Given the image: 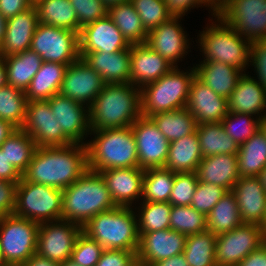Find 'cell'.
Returning <instances> with one entry per match:
<instances>
[{"mask_svg": "<svg viewBox=\"0 0 266 266\" xmlns=\"http://www.w3.org/2000/svg\"><path fill=\"white\" fill-rule=\"evenodd\" d=\"M196 174L200 182L213 183L231 191L240 178L237 155L218 154L203 157Z\"/></svg>", "mask_w": 266, "mask_h": 266, "instance_id": "cell-28", "label": "cell"}, {"mask_svg": "<svg viewBox=\"0 0 266 266\" xmlns=\"http://www.w3.org/2000/svg\"><path fill=\"white\" fill-rule=\"evenodd\" d=\"M215 245L216 235L208 230L187 236L183 254L189 266H217Z\"/></svg>", "mask_w": 266, "mask_h": 266, "instance_id": "cell-41", "label": "cell"}, {"mask_svg": "<svg viewBox=\"0 0 266 266\" xmlns=\"http://www.w3.org/2000/svg\"><path fill=\"white\" fill-rule=\"evenodd\" d=\"M171 208L172 205L169 202L141 201L134 206L138 233L170 229Z\"/></svg>", "mask_w": 266, "mask_h": 266, "instance_id": "cell-40", "label": "cell"}, {"mask_svg": "<svg viewBox=\"0 0 266 266\" xmlns=\"http://www.w3.org/2000/svg\"><path fill=\"white\" fill-rule=\"evenodd\" d=\"M82 232L104 249L134 251L139 247L137 218L133 207H115L92 217Z\"/></svg>", "mask_w": 266, "mask_h": 266, "instance_id": "cell-6", "label": "cell"}, {"mask_svg": "<svg viewBox=\"0 0 266 266\" xmlns=\"http://www.w3.org/2000/svg\"><path fill=\"white\" fill-rule=\"evenodd\" d=\"M266 242L264 227L243 223L233 230L216 236L217 266H237L249 253Z\"/></svg>", "mask_w": 266, "mask_h": 266, "instance_id": "cell-11", "label": "cell"}, {"mask_svg": "<svg viewBox=\"0 0 266 266\" xmlns=\"http://www.w3.org/2000/svg\"><path fill=\"white\" fill-rule=\"evenodd\" d=\"M39 223L15 214L0 217V253L7 266H21L37 248Z\"/></svg>", "mask_w": 266, "mask_h": 266, "instance_id": "cell-9", "label": "cell"}, {"mask_svg": "<svg viewBox=\"0 0 266 266\" xmlns=\"http://www.w3.org/2000/svg\"><path fill=\"white\" fill-rule=\"evenodd\" d=\"M206 19L207 24L202 31L197 32L198 39L195 38V46L200 54L195 56L203 58L196 62L218 61L234 66L243 73L249 72L251 42L218 15Z\"/></svg>", "mask_w": 266, "mask_h": 266, "instance_id": "cell-2", "label": "cell"}, {"mask_svg": "<svg viewBox=\"0 0 266 266\" xmlns=\"http://www.w3.org/2000/svg\"><path fill=\"white\" fill-rule=\"evenodd\" d=\"M130 59V83L139 88L158 80L174 68L165 58L145 43L131 44Z\"/></svg>", "mask_w": 266, "mask_h": 266, "instance_id": "cell-24", "label": "cell"}, {"mask_svg": "<svg viewBox=\"0 0 266 266\" xmlns=\"http://www.w3.org/2000/svg\"><path fill=\"white\" fill-rule=\"evenodd\" d=\"M62 191L26 181L17 183L13 214L38 223L62 219Z\"/></svg>", "mask_w": 266, "mask_h": 266, "instance_id": "cell-8", "label": "cell"}, {"mask_svg": "<svg viewBox=\"0 0 266 266\" xmlns=\"http://www.w3.org/2000/svg\"><path fill=\"white\" fill-rule=\"evenodd\" d=\"M47 101L64 135L72 143L86 145L91 132L90 108L61 94Z\"/></svg>", "mask_w": 266, "mask_h": 266, "instance_id": "cell-17", "label": "cell"}, {"mask_svg": "<svg viewBox=\"0 0 266 266\" xmlns=\"http://www.w3.org/2000/svg\"><path fill=\"white\" fill-rule=\"evenodd\" d=\"M7 85L6 65L4 57L0 54V88L6 87Z\"/></svg>", "mask_w": 266, "mask_h": 266, "instance_id": "cell-62", "label": "cell"}, {"mask_svg": "<svg viewBox=\"0 0 266 266\" xmlns=\"http://www.w3.org/2000/svg\"><path fill=\"white\" fill-rule=\"evenodd\" d=\"M196 132L202 157L218 154L237 155L239 145L226 134L221 122L199 124Z\"/></svg>", "mask_w": 266, "mask_h": 266, "instance_id": "cell-34", "label": "cell"}, {"mask_svg": "<svg viewBox=\"0 0 266 266\" xmlns=\"http://www.w3.org/2000/svg\"><path fill=\"white\" fill-rule=\"evenodd\" d=\"M21 129L32 137L37 147L72 144L64 135L47 100L28 101Z\"/></svg>", "mask_w": 266, "mask_h": 266, "instance_id": "cell-15", "label": "cell"}, {"mask_svg": "<svg viewBox=\"0 0 266 266\" xmlns=\"http://www.w3.org/2000/svg\"><path fill=\"white\" fill-rule=\"evenodd\" d=\"M150 118L169 142L196 132V120L186 108L156 113Z\"/></svg>", "mask_w": 266, "mask_h": 266, "instance_id": "cell-36", "label": "cell"}, {"mask_svg": "<svg viewBox=\"0 0 266 266\" xmlns=\"http://www.w3.org/2000/svg\"><path fill=\"white\" fill-rule=\"evenodd\" d=\"M261 42L266 46V36L261 40Z\"/></svg>", "mask_w": 266, "mask_h": 266, "instance_id": "cell-69", "label": "cell"}, {"mask_svg": "<svg viewBox=\"0 0 266 266\" xmlns=\"http://www.w3.org/2000/svg\"><path fill=\"white\" fill-rule=\"evenodd\" d=\"M201 3L206 7L205 10L209 9V17L217 15L224 8V0H201Z\"/></svg>", "mask_w": 266, "mask_h": 266, "instance_id": "cell-60", "label": "cell"}, {"mask_svg": "<svg viewBox=\"0 0 266 266\" xmlns=\"http://www.w3.org/2000/svg\"><path fill=\"white\" fill-rule=\"evenodd\" d=\"M141 116V89L131 83H105L90 106L91 130L128 127Z\"/></svg>", "mask_w": 266, "mask_h": 266, "instance_id": "cell-3", "label": "cell"}, {"mask_svg": "<svg viewBox=\"0 0 266 266\" xmlns=\"http://www.w3.org/2000/svg\"><path fill=\"white\" fill-rule=\"evenodd\" d=\"M105 82L81 57L67 66L59 94L90 108Z\"/></svg>", "mask_w": 266, "mask_h": 266, "instance_id": "cell-18", "label": "cell"}, {"mask_svg": "<svg viewBox=\"0 0 266 266\" xmlns=\"http://www.w3.org/2000/svg\"><path fill=\"white\" fill-rule=\"evenodd\" d=\"M5 26H6V19L0 14V46L3 42Z\"/></svg>", "mask_w": 266, "mask_h": 266, "instance_id": "cell-63", "label": "cell"}, {"mask_svg": "<svg viewBox=\"0 0 266 266\" xmlns=\"http://www.w3.org/2000/svg\"><path fill=\"white\" fill-rule=\"evenodd\" d=\"M144 172L140 167L114 168L99 172L116 206L134 207L141 202Z\"/></svg>", "mask_w": 266, "mask_h": 266, "instance_id": "cell-21", "label": "cell"}, {"mask_svg": "<svg viewBox=\"0 0 266 266\" xmlns=\"http://www.w3.org/2000/svg\"><path fill=\"white\" fill-rule=\"evenodd\" d=\"M168 12L173 17H185L195 8H206L201 0H165Z\"/></svg>", "mask_w": 266, "mask_h": 266, "instance_id": "cell-54", "label": "cell"}, {"mask_svg": "<svg viewBox=\"0 0 266 266\" xmlns=\"http://www.w3.org/2000/svg\"><path fill=\"white\" fill-rule=\"evenodd\" d=\"M30 49L39 54L43 62L69 65L80 58L79 33L39 23Z\"/></svg>", "mask_w": 266, "mask_h": 266, "instance_id": "cell-10", "label": "cell"}, {"mask_svg": "<svg viewBox=\"0 0 266 266\" xmlns=\"http://www.w3.org/2000/svg\"><path fill=\"white\" fill-rule=\"evenodd\" d=\"M38 24L37 10L34 5L7 19L0 54L6 57L30 49Z\"/></svg>", "mask_w": 266, "mask_h": 266, "instance_id": "cell-25", "label": "cell"}, {"mask_svg": "<svg viewBox=\"0 0 266 266\" xmlns=\"http://www.w3.org/2000/svg\"><path fill=\"white\" fill-rule=\"evenodd\" d=\"M60 266H80L70 258L60 263Z\"/></svg>", "mask_w": 266, "mask_h": 266, "instance_id": "cell-67", "label": "cell"}, {"mask_svg": "<svg viewBox=\"0 0 266 266\" xmlns=\"http://www.w3.org/2000/svg\"><path fill=\"white\" fill-rule=\"evenodd\" d=\"M6 158L21 175L27 170L37 149L32 137L21 128H17L1 145Z\"/></svg>", "mask_w": 266, "mask_h": 266, "instance_id": "cell-39", "label": "cell"}, {"mask_svg": "<svg viewBox=\"0 0 266 266\" xmlns=\"http://www.w3.org/2000/svg\"><path fill=\"white\" fill-rule=\"evenodd\" d=\"M16 129L11 123L0 119V147Z\"/></svg>", "mask_w": 266, "mask_h": 266, "instance_id": "cell-61", "label": "cell"}, {"mask_svg": "<svg viewBox=\"0 0 266 266\" xmlns=\"http://www.w3.org/2000/svg\"><path fill=\"white\" fill-rule=\"evenodd\" d=\"M130 46L108 15L83 26L79 33V53H114Z\"/></svg>", "mask_w": 266, "mask_h": 266, "instance_id": "cell-19", "label": "cell"}, {"mask_svg": "<svg viewBox=\"0 0 266 266\" xmlns=\"http://www.w3.org/2000/svg\"><path fill=\"white\" fill-rule=\"evenodd\" d=\"M34 6L39 23L80 33L77 14L69 0H39Z\"/></svg>", "mask_w": 266, "mask_h": 266, "instance_id": "cell-33", "label": "cell"}, {"mask_svg": "<svg viewBox=\"0 0 266 266\" xmlns=\"http://www.w3.org/2000/svg\"><path fill=\"white\" fill-rule=\"evenodd\" d=\"M185 108L193 115L197 125L221 122L229 112L228 99L217 95L196 76L191 82Z\"/></svg>", "mask_w": 266, "mask_h": 266, "instance_id": "cell-22", "label": "cell"}, {"mask_svg": "<svg viewBox=\"0 0 266 266\" xmlns=\"http://www.w3.org/2000/svg\"><path fill=\"white\" fill-rule=\"evenodd\" d=\"M231 0H224V7H225V5L228 3V2H230Z\"/></svg>", "mask_w": 266, "mask_h": 266, "instance_id": "cell-70", "label": "cell"}, {"mask_svg": "<svg viewBox=\"0 0 266 266\" xmlns=\"http://www.w3.org/2000/svg\"><path fill=\"white\" fill-rule=\"evenodd\" d=\"M87 170L86 145L72 143L65 146H43L37 147L22 177L31 183L64 190Z\"/></svg>", "mask_w": 266, "mask_h": 266, "instance_id": "cell-1", "label": "cell"}, {"mask_svg": "<svg viewBox=\"0 0 266 266\" xmlns=\"http://www.w3.org/2000/svg\"><path fill=\"white\" fill-rule=\"evenodd\" d=\"M170 229L186 236L204 232L207 230L206 215L197 211L191 205H172L170 212Z\"/></svg>", "mask_w": 266, "mask_h": 266, "instance_id": "cell-44", "label": "cell"}, {"mask_svg": "<svg viewBox=\"0 0 266 266\" xmlns=\"http://www.w3.org/2000/svg\"><path fill=\"white\" fill-rule=\"evenodd\" d=\"M184 17H171L160 26L148 32L147 44L174 67H182V61L190 58L194 43L183 26ZM193 42V44H192ZM188 55V56H187ZM181 63V64H178Z\"/></svg>", "mask_w": 266, "mask_h": 266, "instance_id": "cell-12", "label": "cell"}, {"mask_svg": "<svg viewBox=\"0 0 266 266\" xmlns=\"http://www.w3.org/2000/svg\"><path fill=\"white\" fill-rule=\"evenodd\" d=\"M76 11L79 26L95 22L108 14V8L102 0H69Z\"/></svg>", "mask_w": 266, "mask_h": 266, "instance_id": "cell-50", "label": "cell"}, {"mask_svg": "<svg viewBox=\"0 0 266 266\" xmlns=\"http://www.w3.org/2000/svg\"><path fill=\"white\" fill-rule=\"evenodd\" d=\"M243 223L266 225V191L257 177H240L232 188Z\"/></svg>", "mask_w": 266, "mask_h": 266, "instance_id": "cell-23", "label": "cell"}, {"mask_svg": "<svg viewBox=\"0 0 266 266\" xmlns=\"http://www.w3.org/2000/svg\"><path fill=\"white\" fill-rule=\"evenodd\" d=\"M17 183L0 179V217L13 214Z\"/></svg>", "mask_w": 266, "mask_h": 266, "instance_id": "cell-53", "label": "cell"}, {"mask_svg": "<svg viewBox=\"0 0 266 266\" xmlns=\"http://www.w3.org/2000/svg\"><path fill=\"white\" fill-rule=\"evenodd\" d=\"M248 72L239 78L228 98V110L233 113L252 114L258 118L266 115V89Z\"/></svg>", "mask_w": 266, "mask_h": 266, "instance_id": "cell-26", "label": "cell"}, {"mask_svg": "<svg viewBox=\"0 0 266 266\" xmlns=\"http://www.w3.org/2000/svg\"><path fill=\"white\" fill-rule=\"evenodd\" d=\"M8 86L19 88L24 92L32 78L41 68L43 60L31 49L4 57Z\"/></svg>", "mask_w": 266, "mask_h": 266, "instance_id": "cell-32", "label": "cell"}, {"mask_svg": "<svg viewBox=\"0 0 266 266\" xmlns=\"http://www.w3.org/2000/svg\"><path fill=\"white\" fill-rule=\"evenodd\" d=\"M0 266H7L2 259L1 253H0Z\"/></svg>", "mask_w": 266, "mask_h": 266, "instance_id": "cell-68", "label": "cell"}, {"mask_svg": "<svg viewBox=\"0 0 266 266\" xmlns=\"http://www.w3.org/2000/svg\"><path fill=\"white\" fill-rule=\"evenodd\" d=\"M33 5L30 0H0V14L7 20Z\"/></svg>", "mask_w": 266, "mask_h": 266, "instance_id": "cell-55", "label": "cell"}, {"mask_svg": "<svg viewBox=\"0 0 266 266\" xmlns=\"http://www.w3.org/2000/svg\"><path fill=\"white\" fill-rule=\"evenodd\" d=\"M260 121L252 114L228 112L221 123L226 134L240 146L260 129Z\"/></svg>", "mask_w": 266, "mask_h": 266, "instance_id": "cell-45", "label": "cell"}, {"mask_svg": "<svg viewBox=\"0 0 266 266\" xmlns=\"http://www.w3.org/2000/svg\"><path fill=\"white\" fill-rule=\"evenodd\" d=\"M67 66L58 62H43L25 91L27 100H48L59 94Z\"/></svg>", "mask_w": 266, "mask_h": 266, "instance_id": "cell-31", "label": "cell"}, {"mask_svg": "<svg viewBox=\"0 0 266 266\" xmlns=\"http://www.w3.org/2000/svg\"><path fill=\"white\" fill-rule=\"evenodd\" d=\"M87 141L88 169L95 172L139 167L136 141L131 126L91 130Z\"/></svg>", "mask_w": 266, "mask_h": 266, "instance_id": "cell-5", "label": "cell"}, {"mask_svg": "<svg viewBox=\"0 0 266 266\" xmlns=\"http://www.w3.org/2000/svg\"><path fill=\"white\" fill-rule=\"evenodd\" d=\"M21 266H60V263L49 260L48 258L42 257L38 255L37 253H34Z\"/></svg>", "mask_w": 266, "mask_h": 266, "instance_id": "cell-59", "label": "cell"}, {"mask_svg": "<svg viewBox=\"0 0 266 266\" xmlns=\"http://www.w3.org/2000/svg\"><path fill=\"white\" fill-rule=\"evenodd\" d=\"M228 191L213 183L198 182L191 206L206 216Z\"/></svg>", "mask_w": 266, "mask_h": 266, "instance_id": "cell-49", "label": "cell"}, {"mask_svg": "<svg viewBox=\"0 0 266 266\" xmlns=\"http://www.w3.org/2000/svg\"><path fill=\"white\" fill-rule=\"evenodd\" d=\"M151 266H189L183 253L160 260Z\"/></svg>", "mask_w": 266, "mask_h": 266, "instance_id": "cell-58", "label": "cell"}, {"mask_svg": "<svg viewBox=\"0 0 266 266\" xmlns=\"http://www.w3.org/2000/svg\"><path fill=\"white\" fill-rule=\"evenodd\" d=\"M199 180L196 172L175 173L169 203L176 206H189Z\"/></svg>", "mask_w": 266, "mask_h": 266, "instance_id": "cell-47", "label": "cell"}, {"mask_svg": "<svg viewBox=\"0 0 266 266\" xmlns=\"http://www.w3.org/2000/svg\"><path fill=\"white\" fill-rule=\"evenodd\" d=\"M82 227L67 220L39 223L36 253L55 262L69 259Z\"/></svg>", "mask_w": 266, "mask_h": 266, "instance_id": "cell-14", "label": "cell"}, {"mask_svg": "<svg viewBox=\"0 0 266 266\" xmlns=\"http://www.w3.org/2000/svg\"><path fill=\"white\" fill-rule=\"evenodd\" d=\"M194 63L196 77L217 95L227 99L243 75L240 69L218 61Z\"/></svg>", "mask_w": 266, "mask_h": 266, "instance_id": "cell-29", "label": "cell"}, {"mask_svg": "<svg viewBox=\"0 0 266 266\" xmlns=\"http://www.w3.org/2000/svg\"><path fill=\"white\" fill-rule=\"evenodd\" d=\"M136 263L134 251L105 249L95 266H134Z\"/></svg>", "mask_w": 266, "mask_h": 266, "instance_id": "cell-52", "label": "cell"}, {"mask_svg": "<svg viewBox=\"0 0 266 266\" xmlns=\"http://www.w3.org/2000/svg\"><path fill=\"white\" fill-rule=\"evenodd\" d=\"M62 219L84 226L92 217L117 207L99 172L87 170L62 191Z\"/></svg>", "mask_w": 266, "mask_h": 266, "instance_id": "cell-4", "label": "cell"}, {"mask_svg": "<svg viewBox=\"0 0 266 266\" xmlns=\"http://www.w3.org/2000/svg\"><path fill=\"white\" fill-rule=\"evenodd\" d=\"M139 167L142 170L165 166L170 142L150 117L141 116L132 125Z\"/></svg>", "mask_w": 266, "mask_h": 266, "instance_id": "cell-16", "label": "cell"}, {"mask_svg": "<svg viewBox=\"0 0 266 266\" xmlns=\"http://www.w3.org/2000/svg\"><path fill=\"white\" fill-rule=\"evenodd\" d=\"M259 182L262 184L264 190L266 191V167L257 176Z\"/></svg>", "mask_w": 266, "mask_h": 266, "instance_id": "cell-65", "label": "cell"}, {"mask_svg": "<svg viewBox=\"0 0 266 266\" xmlns=\"http://www.w3.org/2000/svg\"><path fill=\"white\" fill-rule=\"evenodd\" d=\"M217 15L250 42L266 36V0H231Z\"/></svg>", "mask_w": 266, "mask_h": 266, "instance_id": "cell-13", "label": "cell"}, {"mask_svg": "<svg viewBox=\"0 0 266 266\" xmlns=\"http://www.w3.org/2000/svg\"><path fill=\"white\" fill-rule=\"evenodd\" d=\"M27 103L23 90L8 85L0 88V119L21 128L25 121Z\"/></svg>", "mask_w": 266, "mask_h": 266, "instance_id": "cell-43", "label": "cell"}, {"mask_svg": "<svg viewBox=\"0 0 266 266\" xmlns=\"http://www.w3.org/2000/svg\"><path fill=\"white\" fill-rule=\"evenodd\" d=\"M175 173L166 169L152 168L144 172L143 202H169Z\"/></svg>", "mask_w": 266, "mask_h": 266, "instance_id": "cell-42", "label": "cell"}, {"mask_svg": "<svg viewBox=\"0 0 266 266\" xmlns=\"http://www.w3.org/2000/svg\"><path fill=\"white\" fill-rule=\"evenodd\" d=\"M130 2L139 14L142 25L147 32L172 17L167 10L165 0H130Z\"/></svg>", "mask_w": 266, "mask_h": 266, "instance_id": "cell-46", "label": "cell"}, {"mask_svg": "<svg viewBox=\"0 0 266 266\" xmlns=\"http://www.w3.org/2000/svg\"><path fill=\"white\" fill-rule=\"evenodd\" d=\"M249 66L252 70L248 73L254 70L252 77L266 89V46L261 41L251 42Z\"/></svg>", "mask_w": 266, "mask_h": 266, "instance_id": "cell-51", "label": "cell"}, {"mask_svg": "<svg viewBox=\"0 0 266 266\" xmlns=\"http://www.w3.org/2000/svg\"><path fill=\"white\" fill-rule=\"evenodd\" d=\"M130 0H102L103 4L107 7L110 8L111 6L117 5L119 3L127 2Z\"/></svg>", "mask_w": 266, "mask_h": 266, "instance_id": "cell-64", "label": "cell"}, {"mask_svg": "<svg viewBox=\"0 0 266 266\" xmlns=\"http://www.w3.org/2000/svg\"><path fill=\"white\" fill-rule=\"evenodd\" d=\"M139 234L137 263L151 266L160 260L184 252L186 235L172 229L157 230Z\"/></svg>", "mask_w": 266, "mask_h": 266, "instance_id": "cell-20", "label": "cell"}, {"mask_svg": "<svg viewBox=\"0 0 266 266\" xmlns=\"http://www.w3.org/2000/svg\"><path fill=\"white\" fill-rule=\"evenodd\" d=\"M195 76V68L190 63L186 68L174 67L158 80L140 88L142 116L185 108Z\"/></svg>", "mask_w": 266, "mask_h": 266, "instance_id": "cell-7", "label": "cell"}, {"mask_svg": "<svg viewBox=\"0 0 266 266\" xmlns=\"http://www.w3.org/2000/svg\"><path fill=\"white\" fill-rule=\"evenodd\" d=\"M80 57L100 74L105 83H130V48L114 53H80Z\"/></svg>", "mask_w": 266, "mask_h": 266, "instance_id": "cell-27", "label": "cell"}, {"mask_svg": "<svg viewBox=\"0 0 266 266\" xmlns=\"http://www.w3.org/2000/svg\"><path fill=\"white\" fill-rule=\"evenodd\" d=\"M134 266H144V265H141V264L136 263Z\"/></svg>", "mask_w": 266, "mask_h": 266, "instance_id": "cell-72", "label": "cell"}, {"mask_svg": "<svg viewBox=\"0 0 266 266\" xmlns=\"http://www.w3.org/2000/svg\"><path fill=\"white\" fill-rule=\"evenodd\" d=\"M237 266H266V242L249 253Z\"/></svg>", "mask_w": 266, "mask_h": 266, "instance_id": "cell-57", "label": "cell"}, {"mask_svg": "<svg viewBox=\"0 0 266 266\" xmlns=\"http://www.w3.org/2000/svg\"><path fill=\"white\" fill-rule=\"evenodd\" d=\"M237 163L240 177H257L266 167V137L260 129L239 146Z\"/></svg>", "mask_w": 266, "mask_h": 266, "instance_id": "cell-35", "label": "cell"}, {"mask_svg": "<svg viewBox=\"0 0 266 266\" xmlns=\"http://www.w3.org/2000/svg\"><path fill=\"white\" fill-rule=\"evenodd\" d=\"M105 249L94 239L81 232L70 259L80 266H95Z\"/></svg>", "mask_w": 266, "mask_h": 266, "instance_id": "cell-48", "label": "cell"}, {"mask_svg": "<svg viewBox=\"0 0 266 266\" xmlns=\"http://www.w3.org/2000/svg\"><path fill=\"white\" fill-rule=\"evenodd\" d=\"M207 230L219 235L243 224L238 204L232 191H228L206 216Z\"/></svg>", "mask_w": 266, "mask_h": 266, "instance_id": "cell-38", "label": "cell"}, {"mask_svg": "<svg viewBox=\"0 0 266 266\" xmlns=\"http://www.w3.org/2000/svg\"><path fill=\"white\" fill-rule=\"evenodd\" d=\"M130 44H143L148 32L130 1L108 8L107 14Z\"/></svg>", "mask_w": 266, "mask_h": 266, "instance_id": "cell-37", "label": "cell"}, {"mask_svg": "<svg viewBox=\"0 0 266 266\" xmlns=\"http://www.w3.org/2000/svg\"><path fill=\"white\" fill-rule=\"evenodd\" d=\"M260 130L261 132L265 135L266 137V115H264L262 118H261V121H260Z\"/></svg>", "mask_w": 266, "mask_h": 266, "instance_id": "cell-66", "label": "cell"}, {"mask_svg": "<svg viewBox=\"0 0 266 266\" xmlns=\"http://www.w3.org/2000/svg\"><path fill=\"white\" fill-rule=\"evenodd\" d=\"M33 4H35L36 2H38L39 0H30Z\"/></svg>", "mask_w": 266, "mask_h": 266, "instance_id": "cell-71", "label": "cell"}, {"mask_svg": "<svg viewBox=\"0 0 266 266\" xmlns=\"http://www.w3.org/2000/svg\"><path fill=\"white\" fill-rule=\"evenodd\" d=\"M197 132L170 142L165 168L173 173L196 172L202 161Z\"/></svg>", "mask_w": 266, "mask_h": 266, "instance_id": "cell-30", "label": "cell"}, {"mask_svg": "<svg viewBox=\"0 0 266 266\" xmlns=\"http://www.w3.org/2000/svg\"><path fill=\"white\" fill-rule=\"evenodd\" d=\"M22 175L9 164L5 153L0 149V179L7 180L9 182H19Z\"/></svg>", "mask_w": 266, "mask_h": 266, "instance_id": "cell-56", "label": "cell"}]
</instances>
